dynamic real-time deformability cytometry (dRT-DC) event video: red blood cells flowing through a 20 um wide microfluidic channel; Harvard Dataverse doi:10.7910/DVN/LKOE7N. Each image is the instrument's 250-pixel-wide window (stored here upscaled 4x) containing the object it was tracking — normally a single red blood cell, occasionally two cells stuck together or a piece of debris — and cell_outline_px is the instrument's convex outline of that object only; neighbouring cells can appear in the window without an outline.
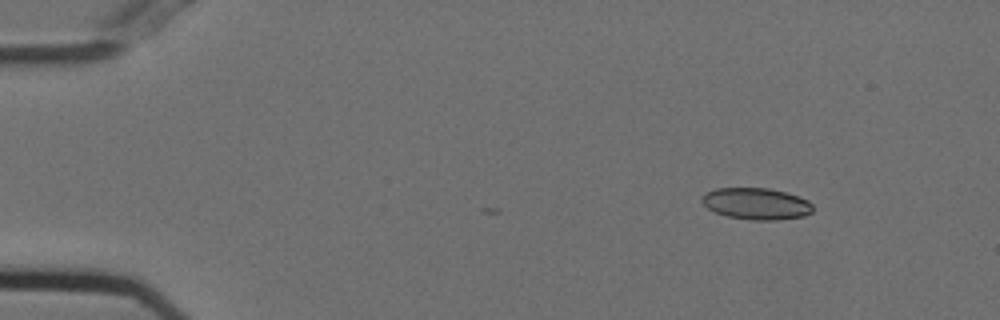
{"species": "Egyptian fruit bat (a non-hibernating species)", "species_latin": "Rousettus aegyptiacus", "temperature_condition": "cold", "stored_images_in_passage": 3, "camera_frame_rate_fps": 3000, "um_per_image_px": 0.085, "animal": {"sex": "female"}, "frame": {"image": 1, "passage_image": 1, "time_ms": 0.0, "image_size_px": [1000, 320], "cell_outline_px": [[812, 212], [804, 216], [780, 220], [752, 220], [728, 216], [716, 212], [708, 208], [700, 200], [700, 196], [704, 192], [716, 188], [768, 188], [784, 192], [808, 200], [812, 204]], "centroid_in_image_um": [64.26, 17.31], "position_along_channel_um": 20.7, "area_um2": 20.46}}